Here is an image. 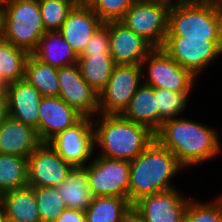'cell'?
<instances>
[{
  "label": "cell",
  "mask_w": 222,
  "mask_h": 222,
  "mask_svg": "<svg viewBox=\"0 0 222 222\" xmlns=\"http://www.w3.org/2000/svg\"><path fill=\"white\" fill-rule=\"evenodd\" d=\"M5 84L1 81V79H0V89H3V88H5Z\"/></svg>",
  "instance_id": "43"
},
{
  "label": "cell",
  "mask_w": 222,
  "mask_h": 222,
  "mask_svg": "<svg viewBox=\"0 0 222 222\" xmlns=\"http://www.w3.org/2000/svg\"><path fill=\"white\" fill-rule=\"evenodd\" d=\"M54 222H86L84 211L66 208Z\"/></svg>",
  "instance_id": "35"
},
{
  "label": "cell",
  "mask_w": 222,
  "mask_h": 222,
  "mask_svg": "<svg viewBox=\"0 0 222 222\" xmlns=\"http://www.w3.org/2000/svg\"><path fill=\"white\" fill-rule=\"evenodd\" d=\"M94 0H76L77 5L89 6Z\"/></svg>",
  "instance_id": "40"
},
{
  "label": "cell",
  "mask_w": 222,
  "mask_h": 222,
  "mask_svg": "<svg viewBox=\"0 0 222 222\" xmlns=\"http://www.w3.org/2000/svg\"><path fill=\"white\" fill-rule=\"evenodd\" d=\"M1 9L6 41L32 54L47 32L38 0H15L4 4Z\"/></svg>",
  "instance_id": "5"
},
{
  "label": "cell",
  "mask_w": 222,
  "mask_h": 222,
  "mask_svg": "<svg viewBox=\"0 0 222 222\" xmlns=\"http://www.w3.org/2000/svg\"><path fill=\"white\" fill-rule=\"evenodd\" d=\"M77 65L83 79L98 93L106 87L115 67L111 54L79 55Z\"/></svg>",
  "instance_id": "24"
},
{
  "label": "cell",
  "mask_w": 222,
  "mask_h": 222,
  "mask_svg": "<svg viewBox=\"0 0 222 222\" xmlns=\"http://www.w3.org/2000/svg\"><path fill=\"white\" fill-rule=\"evenodd\" d=\"M8 116L7 94L5 88L0 89V122Z\"/></svg>",
  "instance_id": "36"
},
{
  "label": "cell",
  "mask_w": 222,
  "mask_h": 222,
  "mask_svg": "<svg viewBox=\"0 0 222 222\" xmlns=\"http://www.w3.org/2000/svg\"><path fill=\"white\" fill-rule=\"evenodd\" d=\"M101 118L100 123L93 124L94 143L102 149L100 156L130 162L155 140V133L148 127L121 114H102Z\"/></svg>",
  "instance_id": "3"
},
{
  "label": "cell",
  "mask_w": 222,
  "mask_h": 222,
  "mask_svg": "<svg viewBox=\"0 0 222 222\" xmlns=\"http://www.w3.org/2000/svg\"><path fill=\"white\" fill-rule=\"evenodd\" d=\"M157 95V107L159 111V128L168 119H174L186 107L189 92H177L166 89L154 88Z\"/></svg>",
  "instance_id": "30"
},
{
  "label": "cell",
  "mask_w": 222,
  "mask_h": 222,
  "mask_svg": "<svg viewBox=\"0 0 222 222\" xmlns=\"http://www.w3.org/2000/svg\"><path fill=\"white\" fill-rule=\"evenodd\" d=\"M2 205V193L0 192V206Z\"/></svg>",
  "instance_id": "44"
},
{
  "label": "cell",
  "mask_w": 222,
  "mask_h": 222,
  "mask_svg": "<svg viewBox=\"0 0 222 222\" xmlns=\"http://www.w3.org/2000/svg\"><path fill=\"white\" fill-rule=\"evenodd\" d=\"M218 136L214 128L178 117L165 120L155 133V139L170 150L183 167L217 155L221 149Z\"/></svg>",
  "instance_id": "1"
},
{
  "label": "cell",
  "mask_w": 222,
  "mask_h": 222,
  "mask_svg": "<svg viewBox=\"0 0 222 222\" xmlns=\"http://www.w3.org/2000/svg\"><path fill=\"white\" fill-rule=\"evenodd\" d=\"M73 168L48 143H41L28 158V186L55 188Z\"/></svg>",
  "instance_id": "12"
},
{
  "label": "cell",
  "mask_w": 222,
  "mask_h": 222,
  "mask_svg": "<svg viewBox=\"0 0 222 222\" xmlns=\"http://www.w3.org/2000/svg\"><path fill=\"white\" fill-rule=\"evenodd\" d=\"M131 207L127 199L118 196L93 197L85 211L86 222H122Z\"/></svg>",
  "instance_id": "26"
},
{
  "label": "cell",
  "mask_w": 222,
  "mask_h": 222,
  "mask_svg": "<svg viewBox=\"0 0 222 222\" xmlns=\"http://www.w3.org/2000/svg\"><path fill=\"white\" fill-rule=\"evenodd\" d=\"M149 60V61H148ZM148 62V63H147ZM148 64V78L144 84L153 88L177 92H190L196 77L181 67L162 48H154L142 61V67Z\"/></svg>",
  "instance_id": "10"
},
{
  "label": "cell",
  "mask_w": 222,
  "mask_h": 222,
  "mask_svg": "<svg viewBox=\"0 0 222 222\" xmlns=\"http://www.w3.org/2000/svg\"><path fill=\"white\" fill-rule=\"evenodd\" d=\"M103 24L104 22L89 6L77 5L68 13L58 32L79 56L87 42Z\"/></svg>",
  "instance_id": "18"
},
{
  "label": "cell",
  "mask_w": 222,
  "mask_h": 222,
  "mask_svg": "<svg viewBox=\"0 0 222 222\" xmlns=\"http://www.w3.org/2000/svg\"><path fill=\"white\" fill-rule=\"evenodd\" d=\"M108 27L110 54L115 65H141L154 49L142 36L128 29L120 21L104 23Z\"/></svg>",
  "instance_id": "14"
},
{
  "label": "cell",
  "mask_w": 222,
  "mask_h": 222,
  "mask_svg": "<svg viewBox=\"0 0 222 222\" xmlns=\"http://www.w3.org/2000/svg\"><path fill=\"white\" fill-rule=\"evenodd\" d=\"M28 185V158L0 153V192Z\"/></svg>",
  "instance_id": "27"
},
{
  "label": "cell",
  "mask_w": 222,
  "mask_h": 222,
  "mask_svg": "<svg viewBox=\"0 0 222 222\" xmlns=\"http://www.w3.org/2000/svg\"><path fill=\"white\" fill-rule=\"evenodd\" d=\"M161 48L181 67L189 70L196 77L199 76L198 72L222 54V41L166 36Z\"/></svg>",
  "instance_id": "8"
},
{
  "label": "cell",
  "mask_w": 222,
  "mask_h": 222,
  "mask_svg": "<svg viewBox=\"0 0 222 222\" xmlns=\"http://www.w3.org/2000/svg\"><path fill=\"white\" fill-rule=\"evenodd\" d=\"M6 41L5 38V23L3 19V13L0 6V44L4 43Z\"/></svg>",
  "instance_id": "38"
},
{
  "label": "cell",
  "mask_w": 222,
  "mask_h": 222,
  "mask_svg": "<svg viewBox=\"0 0 222 222\" xmlns=\"http://www.w3.org/2000/svg\"><path fill=\"white\" fill-rule=\"evenodd\" d=\"M8 115L37 130L43 96L25 79L6 84Z\"/></svg>",
  "instance_id": "17"
},
{
  "label": "cell",
  "mask_w": 222,
  "mask_h": 222,
  "mask_svg": "<svg viewBox=\"0 0 222 222\" xmlns=\"http://www.w3.org/2000/svg\"><path fill=\"white\" fill-rule=\"evenodd\" d=\"M30 54L10 42L0 44V79L6 85L24 79L25 63Z\"/></svg>",
  "instance_id": "28"
},
{
  "label": "cell",
  "mask_w": 222,
  "mask_h": 222,
  "mask_svg": "<svg viewBox=\"0 0 222 222\" xmlns=\"http://www.w3.org/2000/svg\"><path fill=\"white\" fill-rule=\"evenodd\" d=\"M121 115L125 119L144 125L156 133L159 130V111L154 88L142 83Z\"/></svg>",
  "instance_id": "20"
},
{
  "label": "cell",
  "mask_w": 222,
  "mask_h": 222,
  "mask_svg": "<svg viewBox=\"0 0 222 222\" xmlns=\"http://www.w3.org/2000/svg\"><path fill=\"white\" fill-rule=\"evenodd\" d=\"M41 222H54L67 208L56 188L33 187Z\"/></svg>",
  "instance_id": "29"
},
{
  "label": "cell",
  "mask_w": 222,
  "mask_h": 222,
  "mask_svg": "<svg viewBox=\"0 0 222 222\" xmlns=\"http://www.w3.org/2000/svg\"><path fill=\"white\" fill-rule=\"evenodd\" d=\"M24 79L43 97H59L58 69L40 62L32 54L25 63Z\"/></svg>",
  "instance_id": "25"
},
{
  "label": "cell",
  "mask_w": 222,
  "mask_h": 222,
  "mask_svg": "<svg viewBox=\"0 0 222 222\" xmlns=\"http://www.w3.org/2000/svg\"><path fill=\"white\" fill-rule=\"evenodd\" d=\"M170 5L156 0H137L120 20L154 48H161L168 31Z\"/></svg>",
  "instance_id": "6"
},
{
  "label": "cell",
  "mask_w": 222,
  "mask_h": 222,
  "mask_svg": "<svg viewBox=\"0 0 222 222\" xmlns=\"http://www.w3.org/2000/svg\"><path fill=\"white\" fill-rule=\"evenodd\" d=\"M183 222H222V202L218 199L203 204L190 199Z\"/></svg>",
  "instance_id": "32"
},
{
  "label": "cell",
  "mask_w": 222,
  "mask_h": 222,
  "mask_svg": "<svg viewBox=\"0 0 222 222\" xmlns=\"http://www.w3.org/2000/svg\"><path fill=\"white\" fill-rule=\"evenodd\" d=\"M156 1L166 3L170 6H172V5L186 4V3H190V2H194V1H198V0H176V3L171 2L172 0H156Z\"/></svg>",
  "instance_id": "39"
},
{
  "label": "cell",
  "mask_w": 222,
  "mask_h": 222,
  "mask_svg": "<svg viewBox=\"0 0 222 222\" xmlns=\"http://www.w3.org/2000/svg\"><path fill=\"white\" fill-rule=\"evenodd\" d=\"M6 214L3 205L0 206V222H6Z\"/></svg>",
  "instance_id": "41"
},
{
  "label": "cell",
  "mask_w": 222,
  "mask_h": 222,
  "mask_svg": "<svg viewBox=\"0 0 222 222\" xmlns=\"http://www.w3.org/2000/svg\"><path fill=\"white\" fill-rule=\"evenodd\" d=\"M137 0H94L89 7L105 23L120 21Z\"/></svg>",
  "instance_id": "33"
},
{
  "label": "cell",
  "mask_w": 222,
  "mask_h": 222,
  "mask_svg": "<svg viewBox=\"0 0 222 222\" xmlns=\"http://www.w3.org/2000/svg\"><path fill=\"white\" fill-rule=\"evenodd\" d=\"M59 97L83 117L99 111V93L82 77L76 64L58 69Z\"/></svg>",
  "instance_id": "13"
},
{
  "label": "cell",
  "mask_w": 222,
  "mask_h": 222,
  "mask_svg": "<svg viewBox=\"0 0 222 222\" xmlns=\"http://www.w3.org/2000/svg\"><path fill=\"white\" fill-rule=\"evenodd\" d=\"M32 55L40 62L57 69L76 64L78 60L77 54L58 31H47Z\"/></svg>",
  "instance_id": "22"
},
{
  "label": "cell",
  "mask_w": 222,
  "mask_h": 222,
  "mask_svg": "<svg viewBox=\"0 0 222 222\" xmlns=\"http://www.w3.org/2000/svg\"><path fill=\"white\" fill-rule=\"evenodd\" d=\"M184 168L173 153L156 139L130 161L129 202L154 193L174 189L170 180Z\"/></svg>",
  "instance_id": "2"
},
{
  "label": "cell",
  "mask_w": 222,
  "mask_h": 222,
  "mask_svg": "<svg viewBox=\"0 0 222 222\" xmlns=\"http://www.w3.org/2000/svg\"><path fill=\"white\" fill-rule=\"evenodd\" d=\"M2 205L10 222H41L34 189L31 186L2 193Z\"/></svg>",
  "instance_id": "21"
},
{
  "label": "cell",
  "mask_w": 222,
  "mask_h": 222,
  "mask_svg": "<svg viewBox=\"0 0 222 222\" xmlns=\"http://www.w3.org/2000/svg\"><path fill=\"white\" fill-rule=\"evenodd\" d=\"M122 222H147L145 218L131 207L124 215Z\"/></svg>",
  "instance_id": "37"
},
{
  "label": "cell",
  "mask_w": 222,
  "mask_h": 222,
  "mask_svg": "<svg viewBox=\"0 0 222 222\" xmlns=\"http://www.w3.org/2000/svg\"><path fill=\"white\" fill-rule=\"evenodd\" d=\"M143 70L142 65H115L106 87L99 93L101 114L124 112L141 85Z\"/></svg>",
  "instance_id": "9"
},
{
  "label": "cell",
  "mask_w": 222,
  "mask_h": 222,
  "mask_svg": "<svg viewBox=\"0 0 222 222\" xmlns=\"http://www.w3.org/2000/svg\"><path fill=\"white\" fill-rule=\"evenodd\" d=\"M56 188L67 208L86 211L93 195L88 184V174L83 167H75Z\"/></svg>",
  "instance_id": "23"
},
{
  "label": "cell",
  "mask_w": 222,
  "mask_h": 222,
  "mask_svg": "<svg viewBox=\"0 0 222 222\" xmlns=\"http://www.w3.org/2000/svg\"><path fill=\"white\" fill-rule=\"evenodd\" d=\"M189 200L175 188L139 198L132 207L147 222H183Z\"/></svg>",
  "instance_id": "15"
},
{
  "label": "cell",
  "mask_w": 222,
  "mask_h": 222,
  "mask_svg": "<svg viewBox=\"0 0 222 222\" xmlns=\"http://www.w3.org/2000/svg\"><path fill=\"white\" fill-rule=\"evenodd\" d=\"M12 1H15V0H0V6L2 7L4 4L12 2Z\"/></svg>",
  "instance_id": "42"
},
{
  "label": "cell",
  "mask_w": 222,
  "mask_h": 222,
  "mask_svg": "<svg viewBox=\"0 0 222 222\" xmlns=\"http://www.w3.org/2000/svg\"><path fill=\"white\" fill-rule=\"evenodd\" d=\"M43 26L46 31H58L76 2L38 0Z\"/></svg>",
  "instance_id": "31"
},
{
  "label": "cell",
  "mask_w": 222,
  "mask_h": 222,
  "mask_svg": "<svg viewBox=\"0 0 222 222\" xmlns=\"http://www.w3.org/2000/svg\"><path fill=\"white\" fill-rule=\"evenodd\" d=\"M83 168L94 197L118 196L129 201V161L99 156Z\"/></svg>",
  "instance_id": "7"
},
{
  "label": "cell",
  "mask_w": 222,
  "mask_h": 222,
  "mask_svg": "<svg viewBox=\"0 0 222 222\" xmlns=\"http://www.w3.org/2000/svg\"><path fill=\"white\" fill-rule=\"evenodd\" d=\"M166 36L222 41V0H198L172 5Z\"/></svg>",
  "instance_id": "4"
},
{
  "label": "cell",
  "mask_w": 222,
  "mask_h": 222,
  "mask_svg": "<svg viewBox=\"0 0 222 222\" xmlns=\"http://www.w3.org/2000/svg\"><path fill=\"white\" fill-rule=\"evenodd\" d=\"M83 117L74 126L54 136L47 143L63 160L75 167H85L94 150L93 122Z\"/></svg>",
  "instance_id": "11"
},
{
  "label": "cell",
  "mask_w": 222,
  "mask_h": 222,
  "mask_svg": "<svg viewBox=\"0 0 222 222\" xmlns=\"http://www.w3.org/2000/svg\"><path fill=\"white\" fill-rule=\"evenodd\" d=\"M110 54V38L108 27L103 24L87 42L80 55Z\"/></svg>",
  "instance_id": "34"
},
{
  "label": "cell",
  "mask_w": 222,
  "mask_h": 222,
  "mask_svg": "<svg viewBox=\"0 0 222 222\" xmlns=\"http://www.w3.org/2000/svg\"><path fill=\"white\" fill-rule=\"evenodd\" d=\"M62 1L76 2V0H62Z\"/></svg>",
  "instance_id": "45"
},
{
  "label": "cell",
  "mask_w": 222,
  "mask_h": 222,
  "mask_svg": "<svg viewBox=\"0 0 222 222\" xmlns=\"http://www.w3.org/2000/svg\"><path fill=\"white\" fill-rule=\"evenodd\" d=\"M82 118V115L60 97H43L39 106L38 136L42 143H47Z\"/></svg>",
  "instance_id": "16"
},
{
  "label": "cell",
  "mask_w": 222,
  "mask_h": 222,
  "mask_svg": "<svg viewBox=\"0 0 222 222\" xmlns=\"http://www.w3.org/2000/svg\"><path fill=\"white\" fill-rule=\"evenodd\" d=\"M42 143L37 130L19 120L7 116L0 122V153L29 156Z\"/></svg>",
  "instance_id": "19"
}]
</instances>
